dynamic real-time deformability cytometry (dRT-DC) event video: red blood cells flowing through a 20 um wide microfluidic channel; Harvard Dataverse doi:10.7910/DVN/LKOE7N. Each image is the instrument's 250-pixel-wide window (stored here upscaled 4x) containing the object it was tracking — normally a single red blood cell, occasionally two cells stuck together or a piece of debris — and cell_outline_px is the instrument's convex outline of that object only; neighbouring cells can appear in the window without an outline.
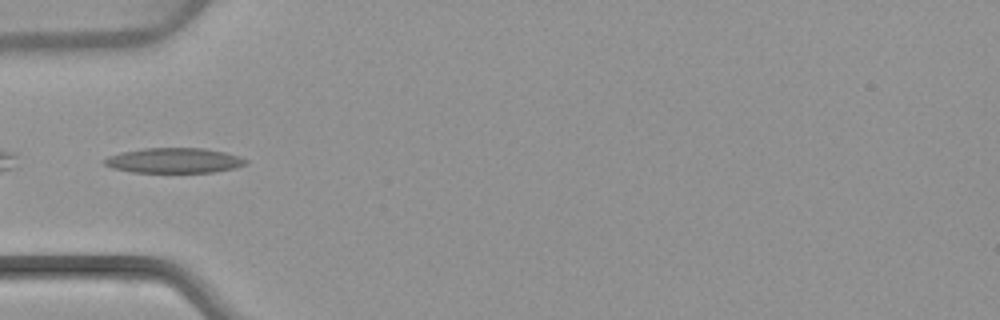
{"species": "common noctule bat (a hibernating species)", "species_latin": "Nyctalus noctula", "temperature_condition": "warm", "stored_images_in_passage": 4, "camera_frame_rate_fps": 3000, "um_per_image_px": 0.085, "animal": {"sex": "female", "body_mass_g": 22.7, "forearm_length_mm": 54.2}, "frame": {"image": 1, "passage_image": 3, "time_ms": 2.333, "image_size_px": [1000, 320], "cell_outline_px": [[248, 164], [236, 168], [212, 172], [132, 172], [112, 168], [104, 164], [100, 160], [108, 156], [120, 152], [144, 148], [204, 148], [224, 152], [240, 156], [248, 160]], "centroid_in_image_um": [14.79, 13.64], "position_along_channel_um": 70.2, "area_um2": 20.87}}
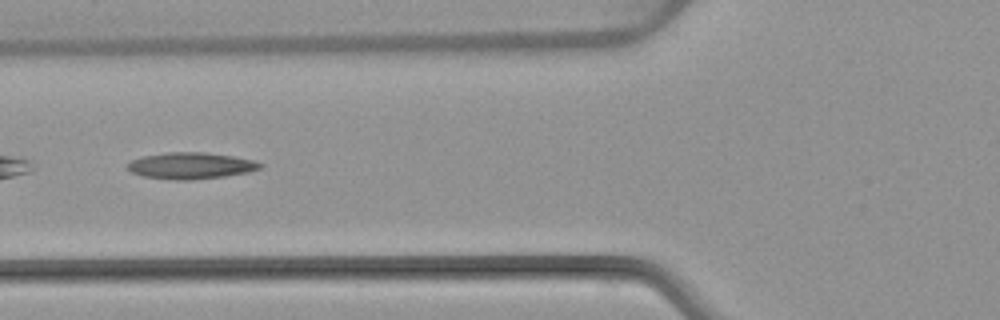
{"frame": {"image": 2, "passage_image": 4, "time_ms": 3.333, "image_size_px": [1000, 320], "cell_outline_px": [[264, 164], [260, 168], [248, 172], [224, 176], [188, 180], [176, 180], [144, 176], [132, 172], [128, 168], [128, 164], [132, 160], [144, 156], [168, 152], [204, 152], [232, 156], [252, 160]], "centroid_in_image_um": [16.23, 14.08], "position_along_channel_um": 109.6, "area_um2": 20.11}}